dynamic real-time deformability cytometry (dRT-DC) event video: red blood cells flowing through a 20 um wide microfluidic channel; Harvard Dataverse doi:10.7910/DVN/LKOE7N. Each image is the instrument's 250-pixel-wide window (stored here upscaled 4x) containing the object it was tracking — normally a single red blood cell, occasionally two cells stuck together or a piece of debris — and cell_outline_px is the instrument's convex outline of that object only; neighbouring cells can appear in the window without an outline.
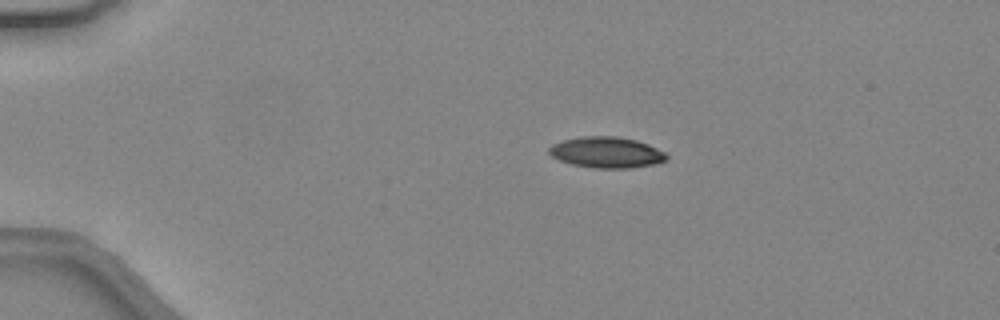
{"species": "common noctule bat (a hibernating species)", "species_latin": "Nyctalus noctula", "temperature_condition": "warm", "stored_images_in_passage": 38, "camera_frame_rate_fps": 3000, "um_per_image_px": 0.085, "animal": {"sex": "female", "body_mass_g": 24.6, "forearm_length_mm": 56.2}, "frame": {"image": 1, "passage_image": 1, "time_ms": 0.0, "image_size_px": [1000, 320], "cell_outline_px": [[668, 160], [652, 164], [632, 168], [592, 168], [572, 164], [560, 160], [552, 156], [548, 152], [548, 148], [552, 144], [564, 140], [580, 136], [616, 136], [636, 140], [648, 144], [664, 152], [668, 156]], "centroid_in_image_um": [51.55, 12.95], "position_along_channel_um": 33.5, "area_um2": 21.21}}
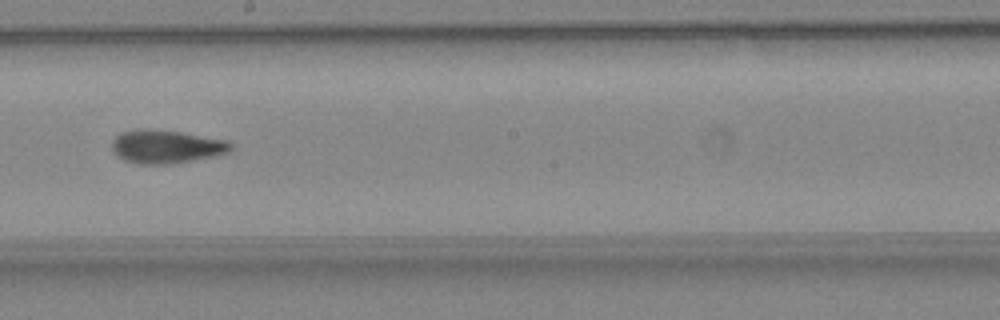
{"frame": {"image": 2, "passage_image": 19, "time_ms": 6.0, "image_size_px": [1000, 320], "cell_outline_px": [[232, 148], [228, 152], [216, 156], [172, 164], [136, 164], [124, 160], [116, 156], [112, 148], [112, 140], [120, 132], [144, 128], [148, 128], [180, 132], [228, 140], [232, 144]], "centroid_in_image_um": [14.11, 12.46], "position_along_channel_um": 234.1, "area_um2": 23.35}}
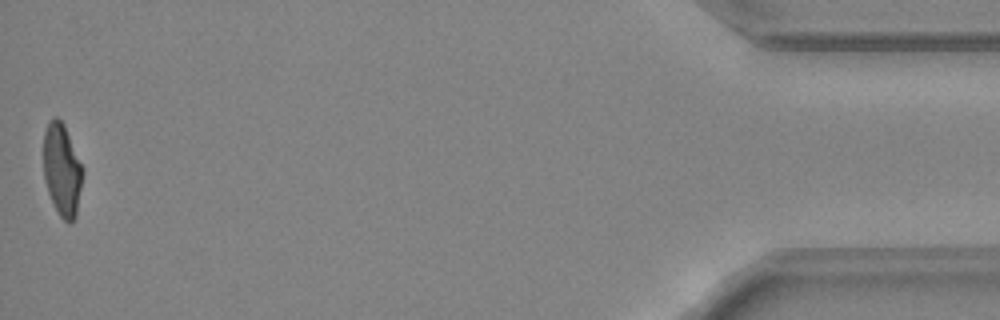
{"frame": {"image": 3, "passage_image": 38, "time_ms": 12.333, "image_size_px": [1000, 320], "cell_outline_px": [[84, 172], [76, 216], [72, 224], [68, 224], [60, 216], [48, 192], [44, 180], [44, 132], [48, 120], [52, 116], [56, 116], [64, 124], [84, 168]], "centroid_in_image_um": [5.29, 14.42], "position_along_channel_um": 429.9, "area_um2": 21.39}, "authors_computed_cell_mechanics": {"area_um2": 22.1663, "velocity_mm_per_s": 4.4513, "shape_relaxation_time_tau1_ms": null, "shape_relaxation_time_tau2_ms": 2.6488, "deformation_change_tau1": null, "deformation_change_tau2": 0.0989}}